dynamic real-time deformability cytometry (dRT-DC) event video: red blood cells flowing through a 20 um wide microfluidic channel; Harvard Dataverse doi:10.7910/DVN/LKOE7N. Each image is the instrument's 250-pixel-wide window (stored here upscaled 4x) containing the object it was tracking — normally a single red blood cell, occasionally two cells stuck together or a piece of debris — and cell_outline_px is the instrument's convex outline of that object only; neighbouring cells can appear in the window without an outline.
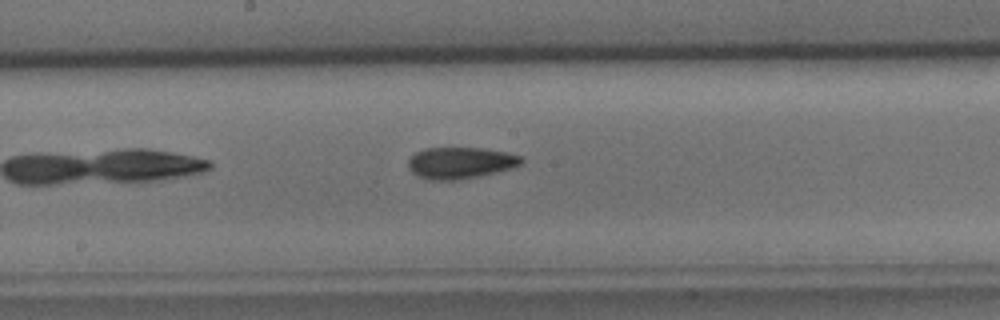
{"species": "common noctule bat (a hibernating species)", "species_latin": "Nyctalus noctula", "temperature_condition": "cold", "stored_images_in_passage": 9, "camera_frame_rate_fps": 3000, "um_per_image_px": 0.085, "animal": {"sex": "male", "body_mass_g": 15.6}, "frame": {"image": 1, "passage_image": 9, "time_ms": 9.667, "image_size_px": [1000, 320], "cell_outline_px": [[524, 160], [520, 164], [512, 168], [496, 172], [460, 180], [432, 180], [420, 176], [412, 172], [408, 168], [408, 160], [416, 152], [424, 148], [480, 148], [504, 152], [520, 156]], "centroid_in_image_um": [39.11, 13.84], "position_along_channel_um": 209.1, "area_um2": 20.58}}